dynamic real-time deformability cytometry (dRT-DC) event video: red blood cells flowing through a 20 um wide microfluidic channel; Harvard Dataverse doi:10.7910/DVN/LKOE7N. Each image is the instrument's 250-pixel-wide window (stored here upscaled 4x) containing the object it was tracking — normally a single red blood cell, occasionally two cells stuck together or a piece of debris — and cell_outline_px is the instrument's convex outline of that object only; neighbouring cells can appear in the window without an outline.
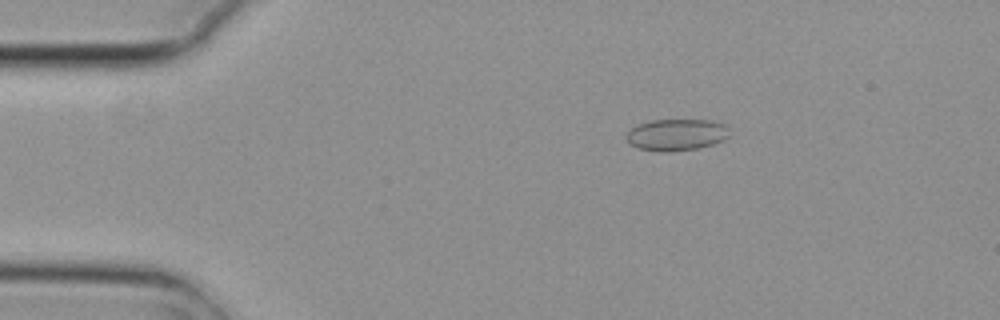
{"species": "common noctule bat (a hibernating species)", "species_latin": "Nyctalus noctula", "temperature_condition": "cold", "stored_images_in_passage": 3, "camera_frame_rate_fps": 3000, "um_per_image_px": 0.085, "animal": {"sex": "female", "body_mass_g": 29.2, "forearm_length_mm": 56.3}, "frame": {"image": 1, "passage_image": 1, "time_ms": 0.0, "image_size_px": [1000, 320], "cell_outline_px": [[728, 136], [724, 140], [700, 148], [664, 152], [640, 148], [628, 144], [628, 132], [632, 128], [640, 124], [652, 120], [708, 120], [724, 124]], "centroid_in_image_um": [57.49, 11.46], "position_along_channel_um": 27.5, "area_um2": 18.61}}
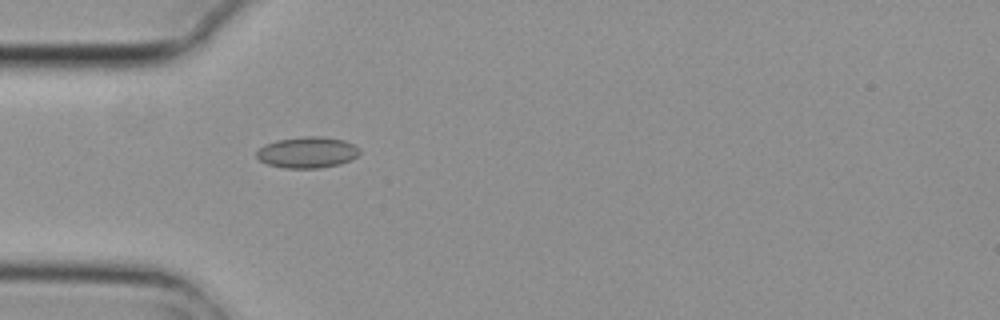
{"frame": {"image": 2, "passage_image": 3, "time_ms": 0.667, "image_size_px": [1000, 320], "cell_outline_px": [[360, 152], [356, 156], [340, 164], [320, 168], [284, 168], [268, 164], [260, 160], [256, 156], [256, 152], [264, 144], [276, 140], [304, 136], [324, 136], [344, 140], [360, 148]], "centroid_in_image_um": [26.11, 12.94], "position_along_channel_um": 58.9, "area_um2": 18.73}}